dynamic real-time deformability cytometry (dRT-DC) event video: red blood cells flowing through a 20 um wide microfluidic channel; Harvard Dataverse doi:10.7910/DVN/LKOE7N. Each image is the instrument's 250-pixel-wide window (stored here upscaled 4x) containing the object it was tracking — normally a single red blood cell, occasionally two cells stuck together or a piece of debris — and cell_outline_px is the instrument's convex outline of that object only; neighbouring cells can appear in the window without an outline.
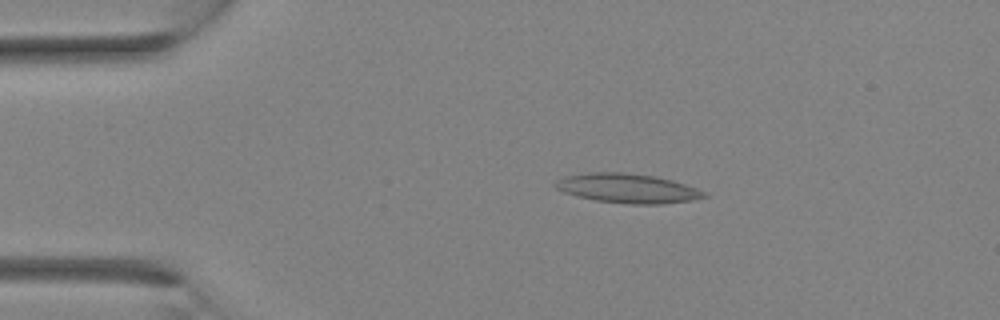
{"species": "Egyptian fruit bat (a non-hibernating species)", "species_latin": "Rousettus aegyptiacus", "temperature_condition": "room temperature", "stored_images_in_passage": 3, "camera_frame_rate_fps": 3000, "um_per_image_px": 0.085, "animal": {"sex": "female"}, "frame": {"image": 1, "passage_image": 2, "time_ms": 1.333, "image_size_px": [1000, 320], "cell_outline_px": [[708, 196], [692, 200], [660, 204], [632, 204], [596, 200], [576, 196], [564, 192], [556, 188], [552, 184], [556, 180], [564, 176], [588, 172], [624, 172], [656, 176], [672, 180], [708, 192]], "centroid_in_image_um": [53.33, 16.0], "position_along_channel_um": 31.7, "area_um2": 25.55}}